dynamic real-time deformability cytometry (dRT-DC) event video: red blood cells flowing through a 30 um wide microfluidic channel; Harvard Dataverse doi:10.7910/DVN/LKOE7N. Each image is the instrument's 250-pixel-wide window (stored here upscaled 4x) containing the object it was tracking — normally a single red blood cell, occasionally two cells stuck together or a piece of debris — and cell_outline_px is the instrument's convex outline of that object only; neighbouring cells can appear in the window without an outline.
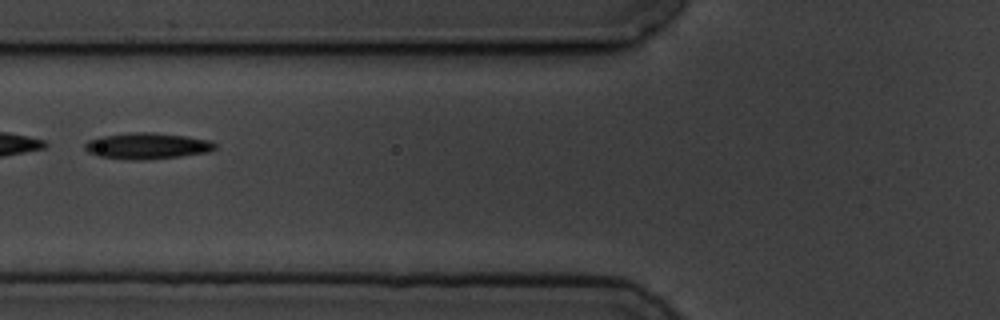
{"species": "common noctule bat (a hibernating species)", "species_latin": "Nyctalus noctula", "temperature_condition": "cold", "stored_images_in_passage": 7, "camera_frame_rate_fps": 3000, "um_per_image_px": 0.085, "animal": {"sex": "male", "body_mass_g": 19.5, "forearm_length_mm": 54.6}, "frame": {"image": 1, "passage_image": 5, "time_ms": 5.333, "image_size_px": [1000, 320], "cell_outline_px": [[216, 148], [208, 152], [180, 156], [148, 160], [128, 160], [96, 156], [88, 152], [84, 148], [84, 144], [88, 140], [100, 136], [132, 132], [152, 132], [188, 136], [208, 140], [216, 144]], "centroid_in_image_um": [12.47, 12.41], "position_along_channel_um": 113.3, "area_um2": 20.11}}
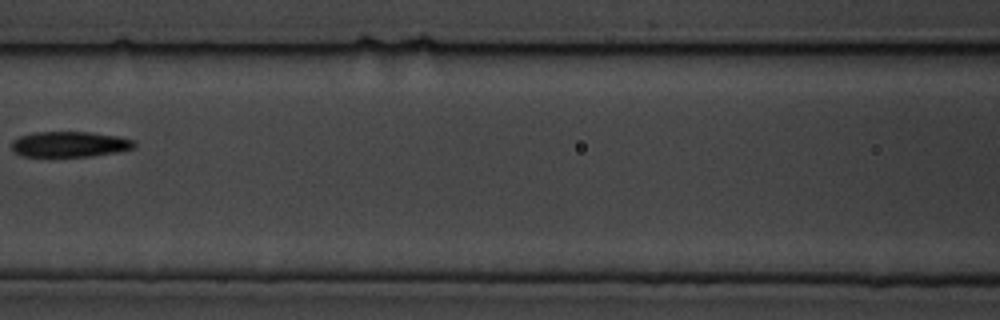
{"frame": {"image": 2, "passage_image": 6, "time_ms": 6.667, "image_size_px": [1000, 320], "cell_outline_px": [[136, 144], [132, 148], [116, 152], [92, 156], [20, 156], [12, 148], [12, 140], [20, 136], [32, 132], [88, 132], [116, 136], [132, 140]], "centroid_in_image_um": [5.88, 12.26], "position_along_channel_um": 160.7, "area_um2": 18.03}}
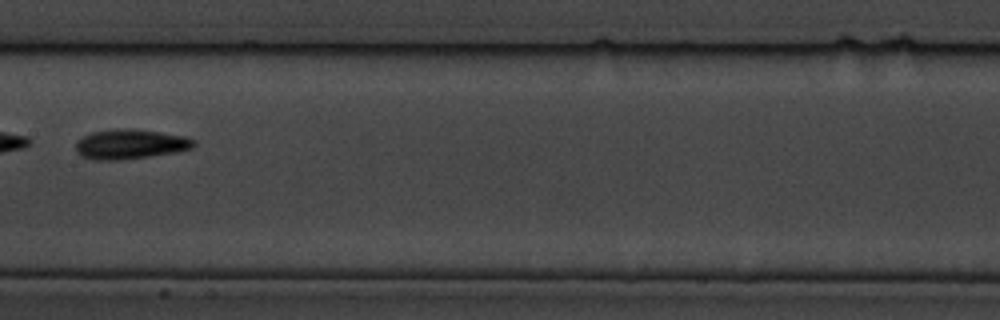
{"frame": {"image": 3, "passage_image": 7, "time_ms": 7.667, "image_size_px": [1000, 320], "cell_outline_px": [[196, 144], [192, 148], [176, 152], [148, 156], [116, 160], [92, 160], [80, 156], [76, 152], [76, 140], [92, 132], [128, 128], [132, 128], [160, 132], [184, 136], [196, 140]], "centroid_in_image_um": [11.06, 12.26], "position_along_channel_um": 196.3, "area_um2": 20.4}}